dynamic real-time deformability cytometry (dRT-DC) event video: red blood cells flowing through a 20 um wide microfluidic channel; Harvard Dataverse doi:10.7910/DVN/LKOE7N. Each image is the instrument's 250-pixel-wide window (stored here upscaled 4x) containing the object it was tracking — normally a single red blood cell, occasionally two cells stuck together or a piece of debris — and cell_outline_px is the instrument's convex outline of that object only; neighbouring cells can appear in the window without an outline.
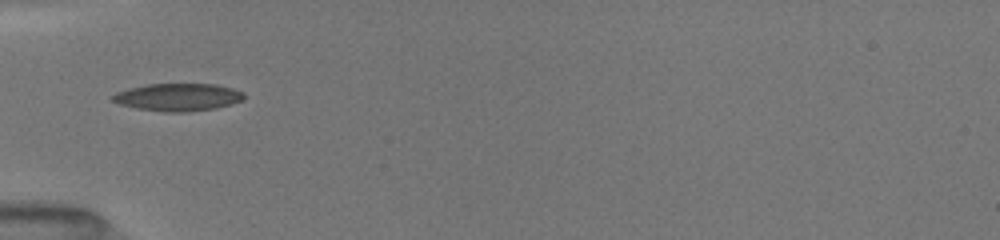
{"species": "common noctule bat (a hibernating species)", "species_latin": "Nyctalus noctula", "temperature_condition": "room temperature", "stored_images_in_passage": 13, "camera_frame_rate_fps": 3000, "um_per_image_px": 0.085, "animal": {"sex": "female", "body_mass_g": 19.5, "forearm_length_mm": 54.1}, "frame": {"image": 1, "passage_image": 1, "time_ms": 0.0, "image_size_px": [1000, 240], "cell_outline_px": [[244, 100], [216, 108], [188, 112], [164, 112], [136, 108], [120, 104], [112, 100], [112, 96], [116, 92], [128, 88], [148, 84], [216, 84], [232, 88], [244, 92]], "centroid_in_image_um": [15.14, 8.26], "position_along_channel_um": 69.9, "area_um2": 21.15}}
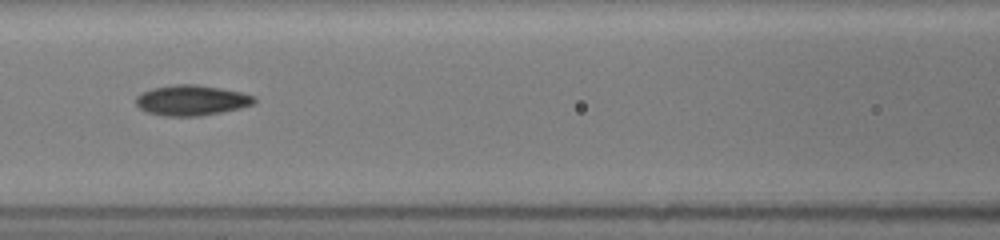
{"frame": {"image": 2, "passage_image": 8, "time_ms": 2.0, "image_size_px": [1000, 240], "cell_outline_px": [[256, 100], [252, 104], [240, 108], [200, 116], [164, 116], [144, 112], [136, 104], [136, 96], [152, 88], [176, 84], [196, 84], [220, 88], [240, 92], [256, 96]], "centroid_in_image_um": [16.26, 8.53], "position_along_channel_um": 150.3, "area_um2": 20.92}}
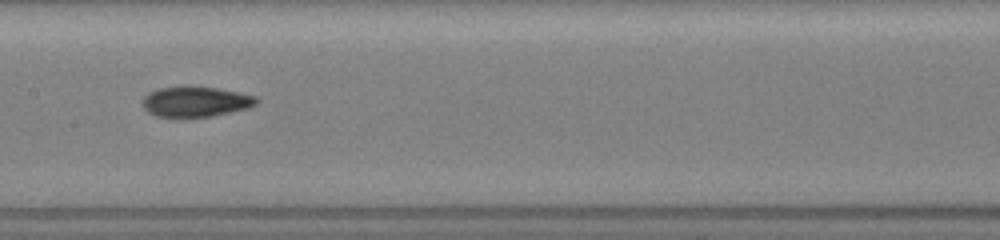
{"frame": {"image": 3, "passage_image": 12, "time_ms": 3.0, "image_size_px": [1000, 240], "cell_outline_px": [[260, 100], [256, 104], [248, 108], [212, 116], [156, 116], [148, 112], [144, 108], [144, 96], [148, 92], [160, 88], [184, 84], [188, 84], [216, 88], [256, 96]], "centroid_in_image_um": [16.63, 8.6], "position_along_channel_um": 190.8, "area_um2": 20.23}}